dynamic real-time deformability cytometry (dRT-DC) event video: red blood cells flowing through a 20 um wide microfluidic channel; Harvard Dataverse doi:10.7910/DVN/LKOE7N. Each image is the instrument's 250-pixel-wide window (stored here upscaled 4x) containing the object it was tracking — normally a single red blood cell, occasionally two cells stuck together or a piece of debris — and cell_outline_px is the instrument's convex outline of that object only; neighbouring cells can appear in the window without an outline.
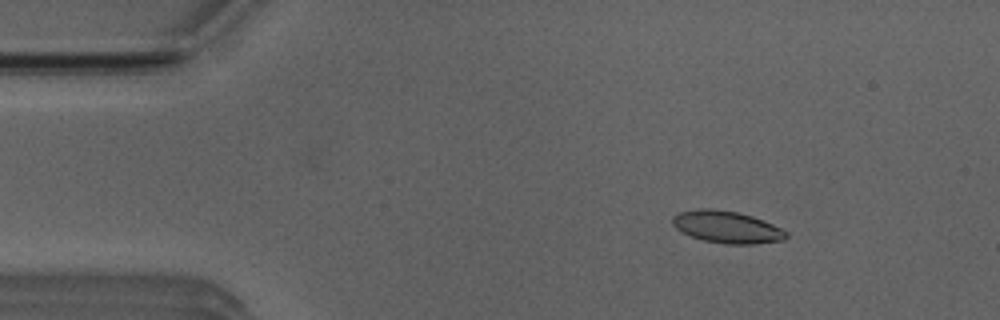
{"species": "Egyptian fruit bat (a non-hibernating species)", "species_latin": "Rousettus aegyptiacus", "temperature_condition": "room temperature", "stored_images_in_passage": 51, "camera_frame_rate_fps": 3000, "um_per_image_px": 0.085, "animal": {"sex": "male"}, "frame": {"image": 1, "passage_image": 7, "time_ms": 2.0, "image_size_px": [1000, 320], "cell_outline_px": [[788, 236], [784, 240], [756, 244], [724, 244], [704, 240], [692, 236], [676, 228], [672, 224], [672, 216], [680, 212], [700, 208], [708, 208], [736, 212], [752, 216], [764, 220], [788, 232]], "centroid_in_image_um": [61.81, 19.3], "position_along_channel_um": 23.2, "area_um2": 21.15}}
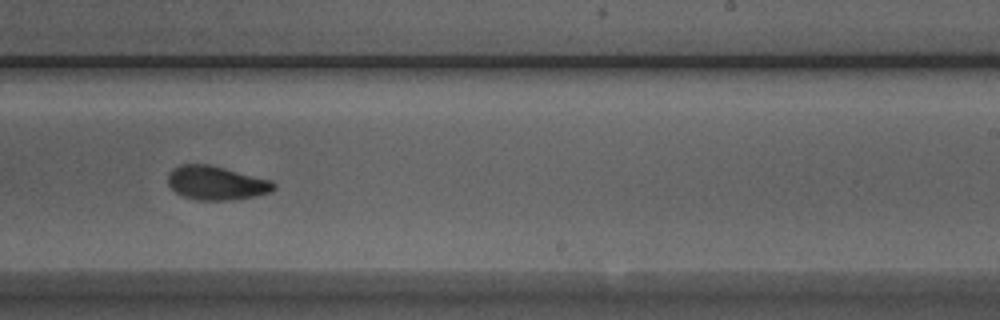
{"frame": {"image": 2, "passage_image": 31, "time_ms": 10.0, "image_size_px": [1000, 320], "cell_outline_px": [[276, 188], [272, 192], [256, 196], [232, 200], [200, 200], [184, 196], [176, 192], [168, 184], [168, 172], [172, 168], [180, 164], [208, 164], [272, 180], [276, 184]], "centroid_in_image_um": [18.4, 15.55], "position_along_channel_um": 270.6, "area_um2": 20.98}}
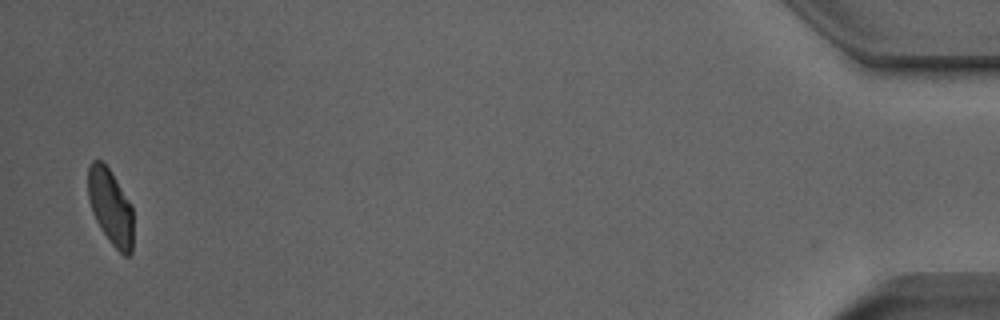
{"frame": {"image": 3, "passage_image": 50, "time_ms": 16.333, "image_size_px": [1000, 320], "cell_outline_px": [[132, 252], [128, 256], [124, 256], [108, 240], [100, 228], [92, 212], [88, 200], [88, 168], [92, 160], [100, 160], [108, 168], [132, 204]], "centroid_in_image_um": [9.39, 17.6], "position_along_channel_um": 425.8, "area_um2": 19.88}, "authors_computed_cell_mechanics": {"area_um2": 21.0392, "velocity_mm_per_s": 3.9602, "shape_relaxation_time_tau1_ms": 3.2833, "shape_relaxation_time_tau2_ms": 1.7957, "deformation_change_tau1": 0.1244, "deformation_change_tau2": 0.0723}}